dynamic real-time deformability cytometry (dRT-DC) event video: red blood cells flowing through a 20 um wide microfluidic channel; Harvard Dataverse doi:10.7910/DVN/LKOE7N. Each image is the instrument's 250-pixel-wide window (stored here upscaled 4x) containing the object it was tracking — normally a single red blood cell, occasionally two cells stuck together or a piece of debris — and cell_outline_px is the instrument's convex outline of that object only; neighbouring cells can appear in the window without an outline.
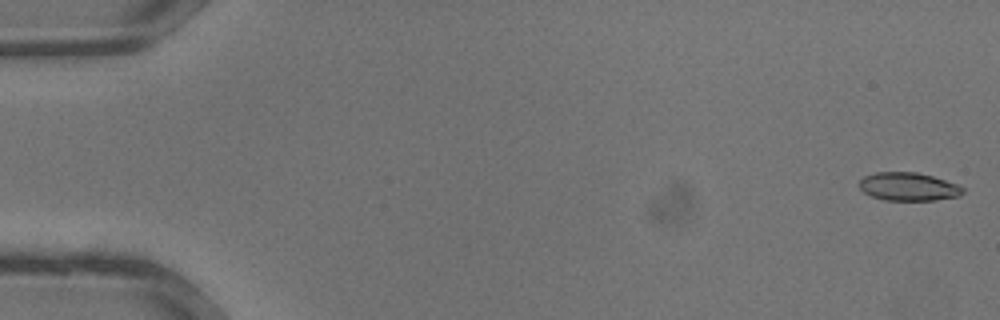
{"species": "common noctule bat (a hibernating species)", "species_latin": "Nyctalus noctula", "temperature_condition": "warm", "stored_images_in_passage": 35, "camera_frame_rate_fps": 3000, "um_per_image_px": 0.085, "animal": {"sex": "male", "body_mass_g": 13.3}, "frame": {"image": 1, "passage_image": 1, "time_ms": 0.0, "image_size_px": [1000, 320], "cell_outline_px": [[964, 192], [960, 196], [936, 200], [884, 200], [872, 196], [864, 192], [860, 188], [860, 180], [864, 176], [876, 172], [916, 172], [932, 176], [956, 184], [964, 188]], "centroid_in_image_um": [77.22, 15.87], "position_along_channel_um": 7.8, "area_um2": 16.94}}
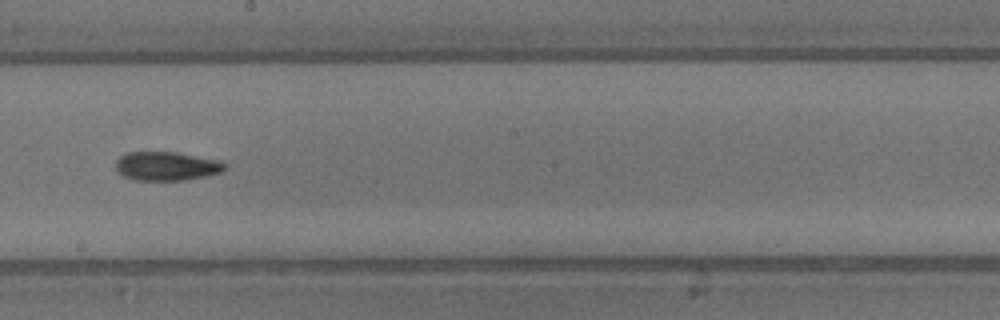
{"frame": {"image": 2, "passage_image": 20, "time_ms": 6.333, "image_size_px": [1000, 320], "cell_outline_px": [[228, 168], [224, 172], [208, 176], [184, 180], [136, 180], [124, 176], [116, 168], [116, 160], [120, 156], [128, 152], [176, 152], [224, 160], [228, 164]], "centroid_in_image_um": [14.28, 14.11], "position_along_channel_um": 233.9, "area_um2": 18.73}}
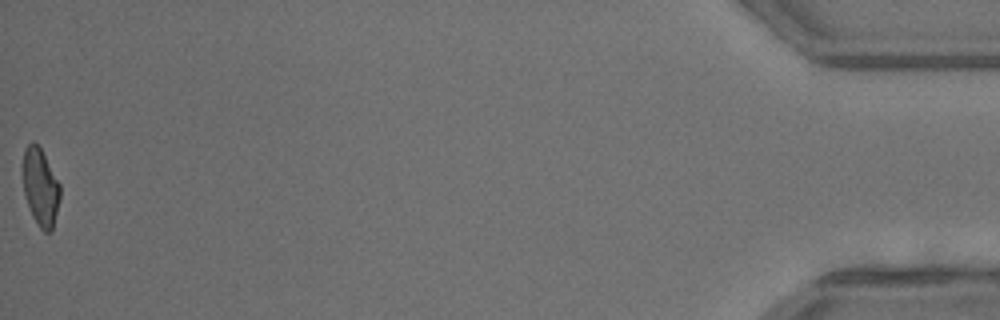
{"frame": {"image": 3, "passage_image": 35, "time_ms": 11.333, "image_size_px": [1000, 320], "cell_outline_px": [[60, 200], [52, 228], [48, 232], [44, 232], [40, 228], [32, 216], [24, 196], [20, 168], [24, 148], [32, 140], [40, 148], [60, 184]], "centroid_in_image_um": [3.38, 15.87], "position_along_channel_um": 431.8, "area_um2": 17.17}}